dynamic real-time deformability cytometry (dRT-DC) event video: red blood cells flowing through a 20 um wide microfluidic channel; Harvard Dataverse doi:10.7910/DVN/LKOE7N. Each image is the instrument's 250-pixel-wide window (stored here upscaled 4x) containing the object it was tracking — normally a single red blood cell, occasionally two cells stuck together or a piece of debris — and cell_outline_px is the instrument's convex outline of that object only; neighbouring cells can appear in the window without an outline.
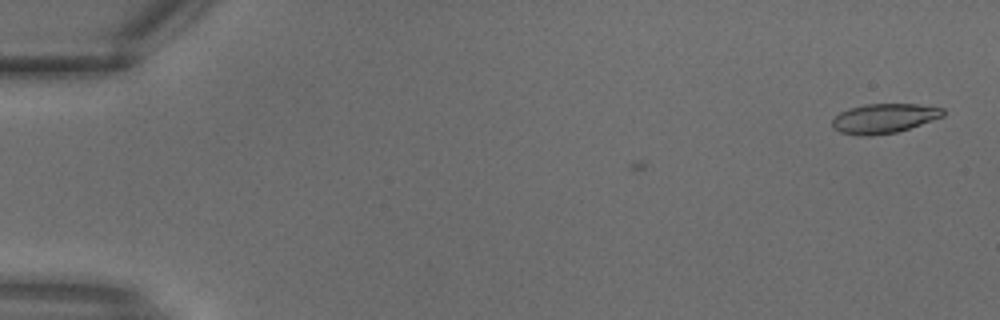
{"species": "common noctule bat (a hibernating species)", "species_latin": "Nyctalus noctula", "temperature_condition": "warm", "stored_images_in_passage": 4, "camera_frame_rate_fps": 3000, "um_per_image_px": 0.085, "animal": {"sex": "male", "body_mass_g": 18.8}, "frame": {"image": 1, "passage_image": 4, "time_ms": 1.0, "image_size_px": [1000, 320], "cell_outline_px": [[944, 116], [896, 132], [872, 136], [860, 136], [840, 132], [832, 128], [832, 120], [840, 112], [848, 108], [864, 104], [916, 104], [944, 108]], "centroid_in_image_um": [75.1, 10.06], "position_along_channel_um": 9.9, "area_um2": 19.07}}